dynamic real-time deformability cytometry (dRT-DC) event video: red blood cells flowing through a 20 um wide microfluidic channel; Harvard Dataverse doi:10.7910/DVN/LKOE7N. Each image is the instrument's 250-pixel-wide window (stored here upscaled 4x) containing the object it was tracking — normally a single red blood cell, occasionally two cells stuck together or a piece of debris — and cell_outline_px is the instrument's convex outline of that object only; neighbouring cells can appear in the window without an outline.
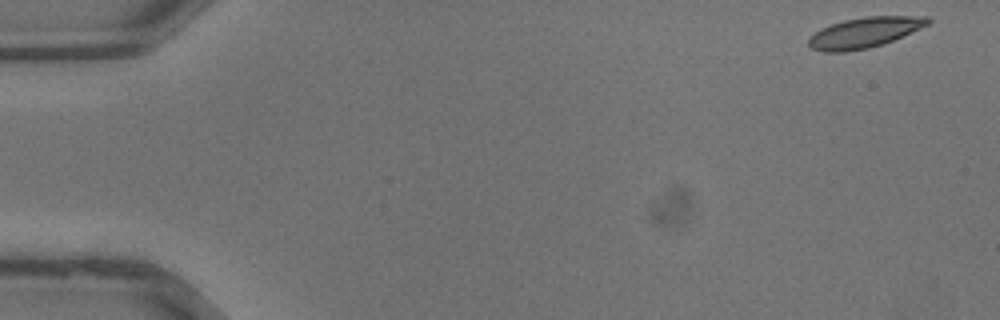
{"species": "common noctule bat (a hibernating species)", "species_latin": "Nyctalus noctula", "temperature_condition": "warm", "stored_images_in_passage": 36, "camera_frame_rate_fps": 3000, "um_per_image_px": 0.085, "animal": {"sex": "male", "body_mass_g": 13.3}, "frame": {"image": 1, "passage_image": 1, "time_ms": 0.0, "image_size_px": [1000, 320], "cell_outline_px": [[932, 20], [928, 24], [920, 28], [884, 44], [868, 48], [844, 52], [824, 52], [812, 48], [808, 44], [808, 40], [820, 28], [844, 20], [864, 16], [928, 16]], "centroid_in_image_um": [73.49, 2.76], "position_along_channel_um": 11.5, "area_um2": 21.04}}
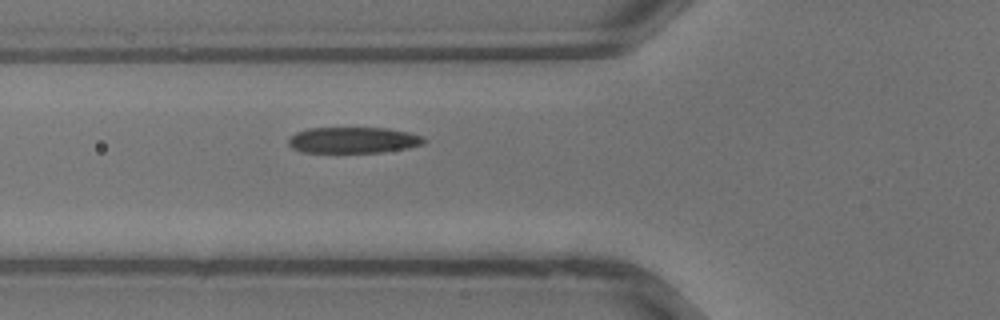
{"frame": {"image": 2, "passage_image": 13, "time_ms": 4.0, "image_size_px": [1000, 320], "cell_outline_px": [[428, 140], [424, 144], [408, 148], [384, 152], [300, 152], [292, 148], [288, 144], [288, 140], [296, 132], [308, 128], [388, 128], [408, 132], [424, 136]], "centroid_in_image_um": [30.07, 11.91], "position_along_channel_um": 95.7, "area_um2": 20.75}}
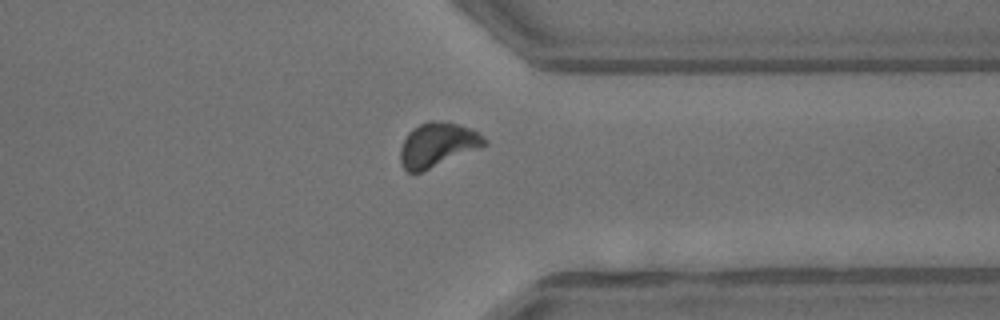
{"frame": {"image": 3, "passage_image": 28, "time_ms": 9.0, "image_size_px": [1000, 320], "cell_outline_px": [[488, 144], [420, 172], [408, 172], [400, 164], [400, 148], [408, 132], [412, 128], [428, 120], [432, 120], [460, 124], [476, 132], [488, 140]], "centroid_in_image_um": [37.15, 12.29], "position_along_channel_um": 374.2, "area_um2": 21.33}}